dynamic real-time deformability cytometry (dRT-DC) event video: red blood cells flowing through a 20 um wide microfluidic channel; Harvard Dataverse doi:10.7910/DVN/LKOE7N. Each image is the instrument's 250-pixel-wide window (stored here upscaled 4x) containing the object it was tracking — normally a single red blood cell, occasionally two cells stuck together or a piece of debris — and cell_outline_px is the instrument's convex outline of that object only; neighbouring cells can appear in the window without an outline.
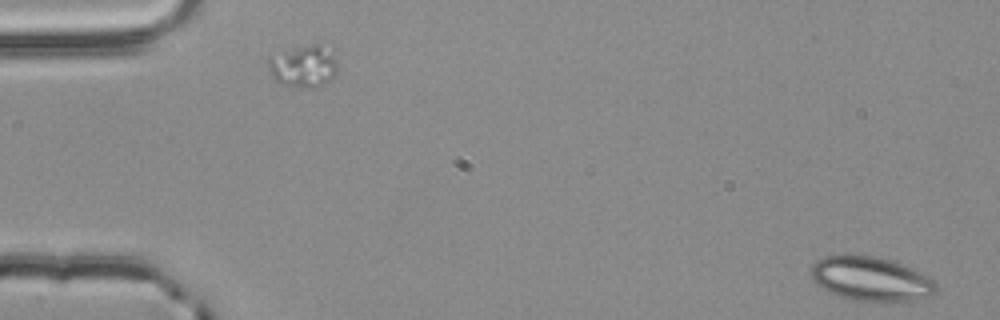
{"species": "common noctule bat (a hibernating species)", "species_latin": "Nyctalus noctula", "temperature_condition": "room temperature", "stored_images_in_passage": 2, "segment_of_instrument_passage": [2, 2], "camera_frame_rate_fps": 3000, "um_per_image_px": 0.085, "animal": {"sex": "male", "body_mass_g": 20.4}, "frame": {"image": 1, "passage_image": 2, "time_ms": 0.333, "image_size_px": [1000, 320], "cell_outline_px": [[936, 292], [932, 296], [912, 300], [856, 300], [840, 296], [816, 284], [812, 280], [812, 264], [816, 260], [824, 256], [844, 252], [848, 252], [876, 256], [900, 264], [932, 280], [936, 284]], "centroid_in_image_um": [73.94, 23.65], "position_along_channel_um": 11.1, "area_um2": 31.85}}